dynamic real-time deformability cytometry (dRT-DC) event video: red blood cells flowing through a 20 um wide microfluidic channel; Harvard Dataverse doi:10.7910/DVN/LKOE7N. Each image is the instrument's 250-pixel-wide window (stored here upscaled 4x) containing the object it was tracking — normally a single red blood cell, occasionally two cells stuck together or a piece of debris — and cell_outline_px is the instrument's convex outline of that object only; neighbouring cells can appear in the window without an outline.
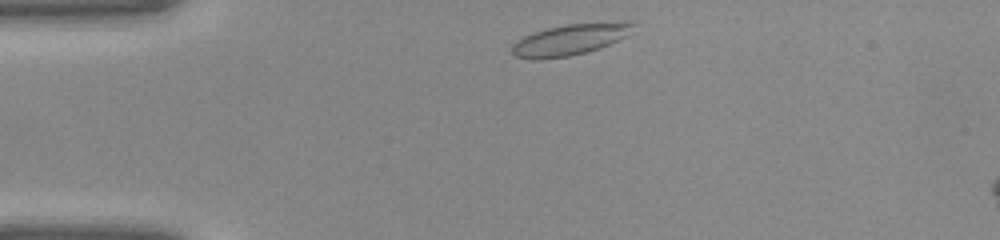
{"species": "common noctule bat (a hibernating species)", "species_latin": "Nyctalus noctula", "temperature_condition": "warm", "stored_images_in_passage": 6, "camera_frame_rate_fps": 3000, "um_per_image_px": 0.085, "animal": {"sex": "female", "body_mass_g": 22.0, "forearm_length_mm": 56.7}, "frame": {"image": 1, "passage_image": 2, "time_ms": 0.333, "image_size_px": [1000, 240], "cell_outline_px": [[636, 24], [624, 36], [600, 48], [568, 56], [516, 56], [512, 52], [512, 44], [516, 40], [524, 36], [548, 28], [568, 24], [624, 20]], "centroid_in_image_um": [48.53, 3.29], "position_along_channel_um": 36.5, "area_um2": 20.98}}